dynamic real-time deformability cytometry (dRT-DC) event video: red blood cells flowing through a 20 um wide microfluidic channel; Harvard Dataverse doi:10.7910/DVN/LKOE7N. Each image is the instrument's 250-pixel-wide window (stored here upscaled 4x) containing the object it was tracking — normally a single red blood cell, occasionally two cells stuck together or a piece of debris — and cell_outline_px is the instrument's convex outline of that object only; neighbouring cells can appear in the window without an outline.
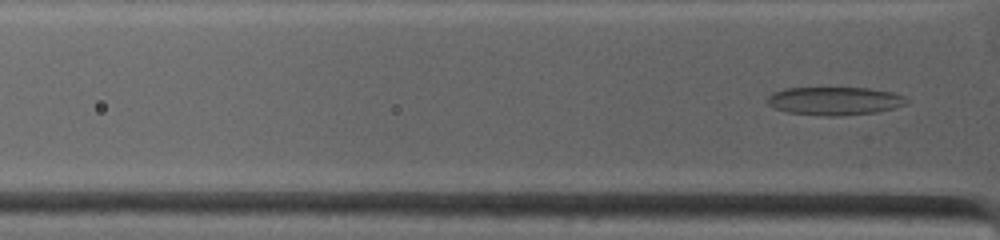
{"species": "common noctule bat (a hibernating species)", "species_latin": "Nyctalus noctula", "temperature_condition": "warm", "stored_images_in_passage": 5, "camera_frame_rate_fps": 4500, "um_per_image_px": 0.085, "animal": {"sex": "female", "body_mass_g": 19.0, "forearm_length_mm": 53.3}, "frame": {"image": 1, "passage_image": 5, "time_ms": 0.667, "image_size_px": [1000, 240], "cell_outline_px": [[908, 104], [876, 112], [832, 116], [824, 116], [788, 112], [776, 108], [768, 104], [768, 96], [772, 92], [784, 88], [868, 88], [892, 92], [904, 96], [908, 100]], "centroid_in_image_um": [70.94, 8.57], "position_along_channel_um": 54.9, "area_um2": 22.72}}